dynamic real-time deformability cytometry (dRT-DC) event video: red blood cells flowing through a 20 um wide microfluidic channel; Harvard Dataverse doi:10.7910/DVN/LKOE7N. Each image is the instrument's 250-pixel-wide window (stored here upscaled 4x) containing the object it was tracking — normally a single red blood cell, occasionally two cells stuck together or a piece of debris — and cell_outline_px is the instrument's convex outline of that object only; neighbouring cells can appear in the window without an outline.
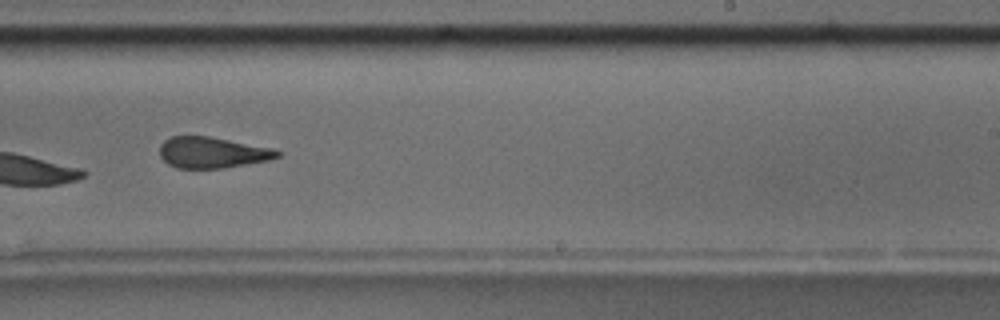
{"species": "common noctule bat (a hibernating species)", "species_latin": "Nyctalus noctula", "temperature_condition": "room temperature", "stored_images_in_passage": 15, "camera_frame_rate_fps": 3000, "um_per_image_px": 0.085, "animal": {"sex": "male", "body_mass_g": 17.5, "forearm_length_mm": 52.3}, "frame": {"image": 1, "passage_image": 9, "time_ms": 10.333, "image_size_px": [1000, 320], "cell_outline_px": [[280, 156], [272, 160], [224, 168], [176, 168], [168, 164], [160, 156], [160, 144], [164, 140], [172, 136], [208, 136], [272, 148], [280, 152]], "centroid_in_image_um": [18.04, 12.97], "position_along_channel_um": 271.0, "area_um2": 21.33}, "authors_computed_cell_mechanics": {"area_um2": 19.941, "velocity_mm_per_s": 3.5117, "shape_relaxation_time_tau1_ms": 4.5051, "shape_relaxation_time_tau2_ms": 5.3855, "deformation_change_tau1": 0.0995, "deformation_change_tau2": 0.0958}}